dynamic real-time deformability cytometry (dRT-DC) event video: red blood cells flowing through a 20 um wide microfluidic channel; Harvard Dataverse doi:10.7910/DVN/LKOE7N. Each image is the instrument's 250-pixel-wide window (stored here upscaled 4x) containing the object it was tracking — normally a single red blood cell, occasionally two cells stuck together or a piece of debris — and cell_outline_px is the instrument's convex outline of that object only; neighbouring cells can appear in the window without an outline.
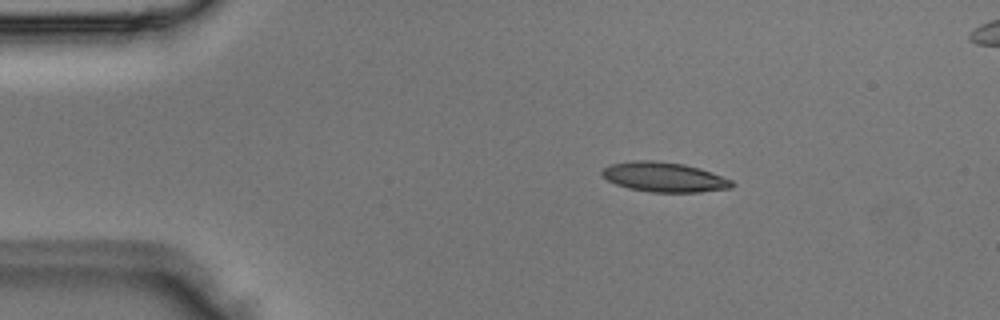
{"species": "Egyptian fruit bat (a non-hibernating species)", "species_latin": "Rousettus aegyptiacus", "temperature_condition": "room temperature", "stored_images_in_passage": 3, "camera_frame_rate_fps": 3000, "um_per_image_px": 0.085, "animal": {"sex": "male"}, "frame": {"image": 1, "passage_image": 1, "time_ms": 0.0, "image_size_px": [1000, 320], "cell_outline_px": [[736, 184], [732, 188], [700, 192], [648, 192], [628, 188], [616, 184], [608, 180], [600, 172], [604, 168], [612, 164], [632, 160], [656, 160], [684, 164], [700, 168], [712, 172], [732, 180]], "centroid_in_image_um": [56.49, 15.05], "position_along_channel_um": 28.5, "area_um2": 22.66}}